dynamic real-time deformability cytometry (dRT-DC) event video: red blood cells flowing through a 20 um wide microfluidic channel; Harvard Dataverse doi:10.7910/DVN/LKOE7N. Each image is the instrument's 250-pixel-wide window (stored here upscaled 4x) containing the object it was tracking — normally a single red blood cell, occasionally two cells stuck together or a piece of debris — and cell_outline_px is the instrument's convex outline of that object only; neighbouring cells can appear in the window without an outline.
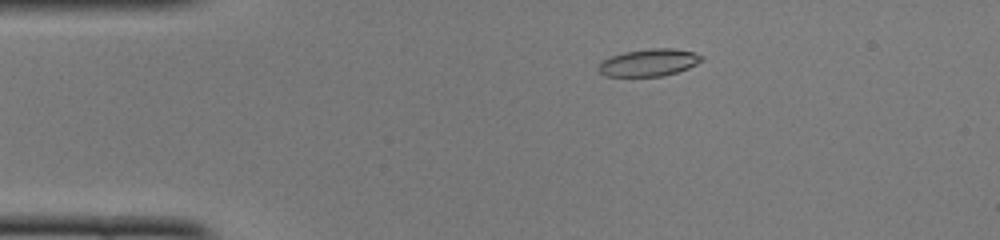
{"species": "common noctule bat (a hibernating species)", "species_latin": "Nyctalus noctula", "temperature_condition": "cold", "stored_images_in_passage": 49, "camera_frame_rate_fps": 3000, "um_per_image_px": 0.085, "animal": {"sex": "female", "body_mass_g": 22.0, "forearm_length_mm": 56.7}, "frame": {"image": 1, "passage_image": 9, "time_ms": 2.667, "image_size_px": [1000, 240], "cell_outline_px": [[704, 60], [688, 68], [676, 72], [660, 76], [604, 76], [596, 68], [604, 60], [612, 56], [624, 52], [648, 48], [672, 48], [696, 52], [704, 56]], "centroid_in_image_um": [55.19, 5.31], "position_along_channel_um": 29.8, "area_um2": 16.42}}
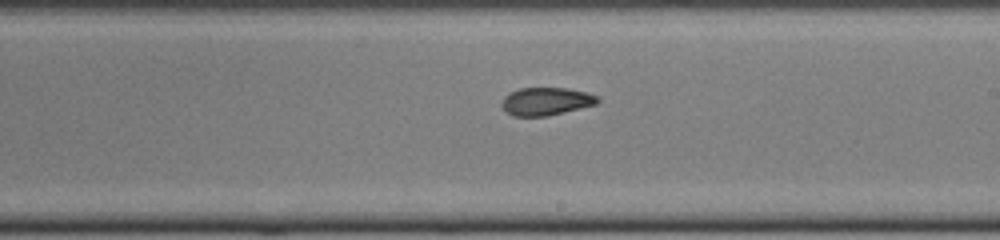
{"frame": {"image": 2, "passage_image": 28, "time_ms": 9.0, "image_size_px": [1000, 240], "cell_outline_px": [[600, 100], [596, 104], [548, 116], [512, 116], [500, 104], [504, 96], [508, 92], [520, 88], [568, 88], [584, 92], [596, 96]], "centroid_in_image_um": [46.37, 8.61], "position_along_channel_um": 242.6, "area_um2": 15.49}}
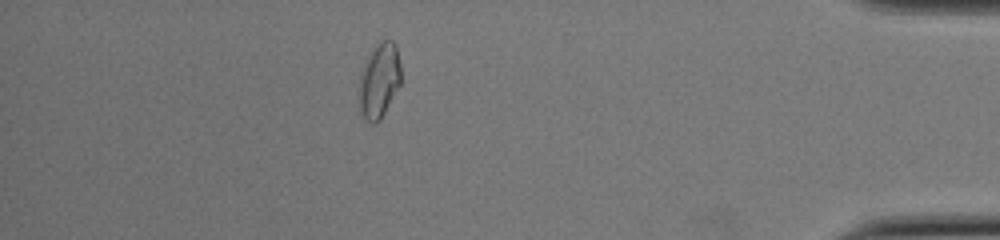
{"frame": {"image": 3, "passage_image": 43, "time_ms": 14.0, "image_size_px": [1000, 240], "cell_outline_px": [[400, 84], [380, 120], [376, 124], [372, 124], [364, 120], [360, 116], [360, 72], [364, 60], [368, 52], [380, 40], [392, 40], [396, 44], [400, 64]], "centroid_in_image_um": [32.21, 6.83], "position_along_channel_um": 403.0, "area_um2": 18.55}, "authors_computed_cell_mechanics": {"area_um2": 16.3574, "velocity_mm_per_s": 4.1055, "shape_relaxation_time_tau1_ms": null, "shape_relaxation_time_tau2_ms": 3.1756, "deformation_change_tau1": null, "deformation_change_tau2": 0.0954}}